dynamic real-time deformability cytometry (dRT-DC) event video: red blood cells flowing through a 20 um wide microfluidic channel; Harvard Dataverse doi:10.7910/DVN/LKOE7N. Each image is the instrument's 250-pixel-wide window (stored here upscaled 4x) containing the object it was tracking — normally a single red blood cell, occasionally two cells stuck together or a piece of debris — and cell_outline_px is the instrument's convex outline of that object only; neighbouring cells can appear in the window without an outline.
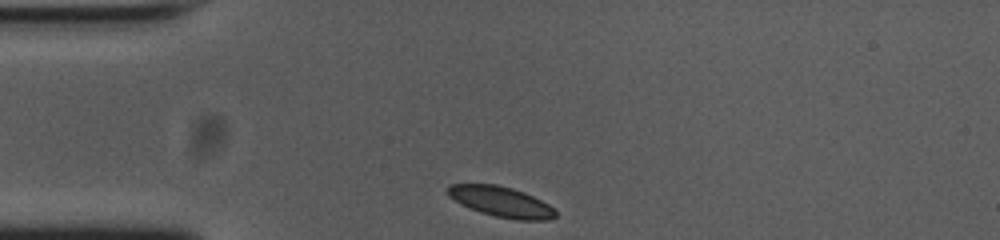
{"species": "common noctule bat (a hibernating species)", "species_latin": "Nyctalus noctula", "temperature_condition": "cold", "stored_images_in_passage": 32, "camera_frame_rate_fps": 3000, "um_per_image_px": 0.085, "animal": {"sex": "female", "body_mass_g": 23.0, "forearm_length_mm": 53.4}, "frame": {"image": 1, "passage_image": 1, "time_ms": 0.0, "image_size_px": [1000, 240], "cell_outline_px": [[556, 216], [552, 220], [516, 220], [496, 216], [480, 212], [460, 204], [448, 196], [448, 184], [496, 184], [512, 188], [524, 192], [548, 204], [556, 212]], "centroid_in_image_um": [42.59, 17.15], "position_along_channel_um": 42.4, "area_um2": 19.02}}
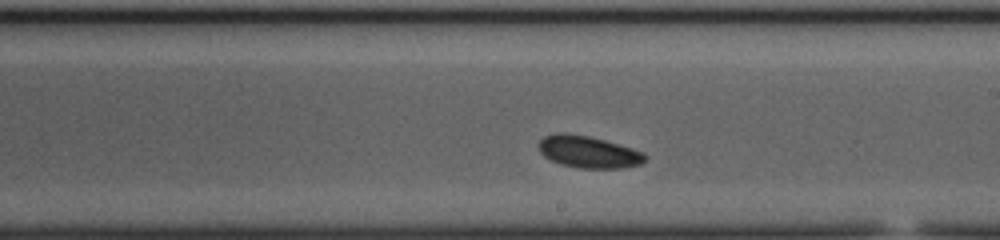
{"frame": {"image": 2, "passage_image": 19, "time_ms": 6.0, "image_size_px": [1000, 240], "cell_outline_px": [[648, 156], [640, 164], [620, 168], [580, 168], [560, 164], [544, 156], [540, 152], [540, 140], [544, 136], [556, 132], [564, 132], [588, 136], [604, 140], [632, 148], [644, 152]], "centroid_in_image_um": [50.02, 12.9], "position_along_channel_um": 239.0, "area_um2": 19.71}}
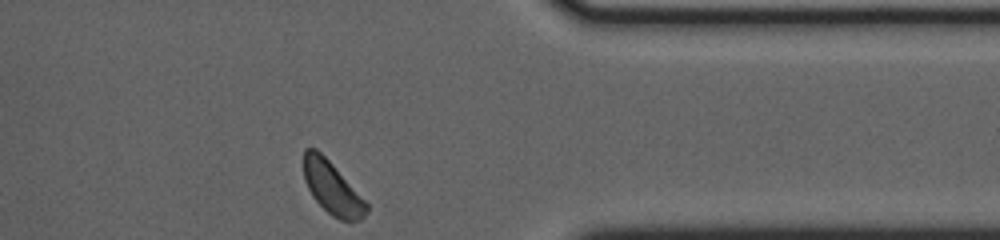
{"frame": {"image": 3, "passage_image": 32, "time_ms": 10.333, "image_size_px": [1000, 240], "cell_outline_px": [[368, 212], [360, 220], [348, 224], [332, 216], [312, 196], [304, 180], [304, 148], [316, 148], [332, 164], [368, 204]], "centroid_in_image_um": [28.24, 16.02], "position_along_channel_um": 383.2, "area_um2": 19.07}, "authors_computed_cell_mechanics": {"area_um2": 19.5653, "velocity_mm_per_s": 3.6524, "shape_relaxation_time_tau1_ms": 1.6086, "shape_relaxation_time_tau2_ms": null, "deformation_change_tau1": 0.0498, "deformation_change_tau2": null}}